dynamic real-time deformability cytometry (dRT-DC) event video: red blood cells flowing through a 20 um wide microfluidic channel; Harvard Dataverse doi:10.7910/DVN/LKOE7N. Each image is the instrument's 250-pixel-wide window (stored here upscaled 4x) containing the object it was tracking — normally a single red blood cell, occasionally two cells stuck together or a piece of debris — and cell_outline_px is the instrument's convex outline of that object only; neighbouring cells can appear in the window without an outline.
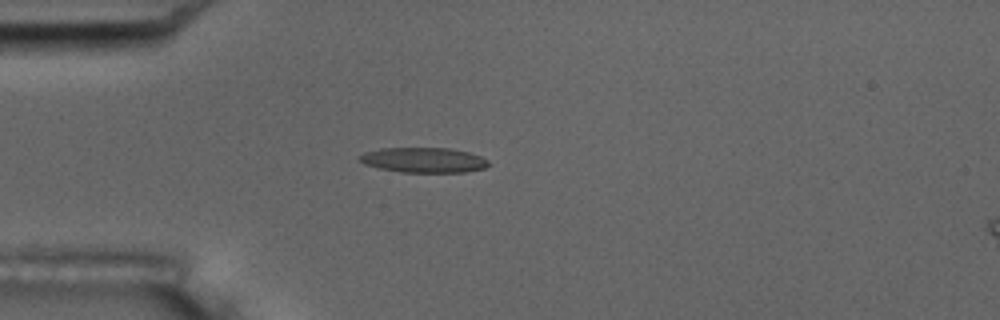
{"species": "common noctule bat (a hibernating species)", "species_latin": "Nyctalus noctula", "temperature_condition": "room temperature", "stored_images_in_passage": 5, "camera_frame_rate_fps": 3000, "um_per_image_px": 0.085, "animal": {"sex": "male", "body_mass_g": 17.5, "forearm_length_mm": 52.3}, "frame": {"image": 1, "passage_image": 5, "time_ms": 4.333, "image_size_px": [1000, 320], "cell_outline_px": [[492, 164], [484, 168], [464, 172], [400, 172], [380, 168], [364, 164], [356, 160], [364, 152], [380, 148], [448, 148], [468, 152], [480, 156], [488, 160]], "centroid_in_image_um": [36.0, 13.6], "position_along_channel_um": 49.0, "area_um2": 18.9}}